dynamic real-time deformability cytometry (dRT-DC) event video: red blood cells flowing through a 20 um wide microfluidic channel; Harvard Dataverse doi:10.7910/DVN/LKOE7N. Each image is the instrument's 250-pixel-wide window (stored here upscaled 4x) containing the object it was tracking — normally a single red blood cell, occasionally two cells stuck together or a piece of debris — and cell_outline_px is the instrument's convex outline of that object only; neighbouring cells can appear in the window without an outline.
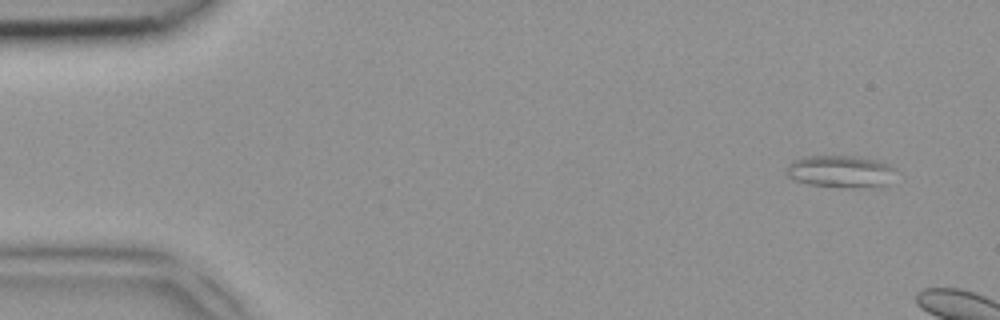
{"species": "common noctule bat (a hibernating species)", "species_latin": "Nyctalus noctula", "temperature_condition": "room temperature", "stored_images_in_passage": 4, "camera_frame_rate_fps": 3000, "um_per_image_px": 0.085, "animal": {"sex": "female", "body_mass_g": 18.4}, "frame": {"image": 1, "passage_image": 2, "time_ms": 0.333, "image_size_px": [1000, 320], "cell_outline_px": [[896, 172], [880, 188], [808, 184], [796, 180], [788, 176], [784, 172], [784, 168], [792, 160], [804, 156], [856, 156], [880, 160], [888, 164]], "centroid_in_image_um": [71.4, 14.55], "position_along_channel_um": 13.6, "area_um2": 20.4}}